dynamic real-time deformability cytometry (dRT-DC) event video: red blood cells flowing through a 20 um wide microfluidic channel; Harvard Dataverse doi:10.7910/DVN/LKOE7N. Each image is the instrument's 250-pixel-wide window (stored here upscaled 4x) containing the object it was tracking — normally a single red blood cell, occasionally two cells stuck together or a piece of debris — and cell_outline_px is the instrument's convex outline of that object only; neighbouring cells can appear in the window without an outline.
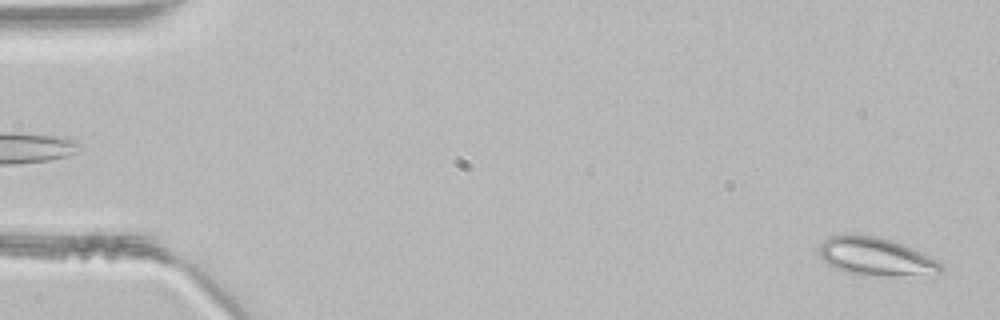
{"species": "common noctule bat (a hibernating species)", "species_latin": "Nyctalus noctula", "temperature_condition": "room temperature", "stored_images_in_passage": 48, "camera_frame_rate_fps": 3000, "um_per_image_px": 0.085, "animal": {"sex": "male", "body_mass_g": 21.5, "forearm_length_mm": 52.0}, "frame": {"image": 1, "passage_image": 2, "time_ms": 0.333, "image_size_px": [1000, 320], "cell_outline_px": [[944, 268], [940, 272], [896, 276], [880, 276], [848, 272], [836, 268], [828, 264], [820, 256], [820, 244], [828, 236], [876, 236], [892, 240], [912, 248], [936, 260]], "centroid_in_image_um": [74.43, 21.82], "position_along_channel_um": 10.6, "area_um2": 26.18}}
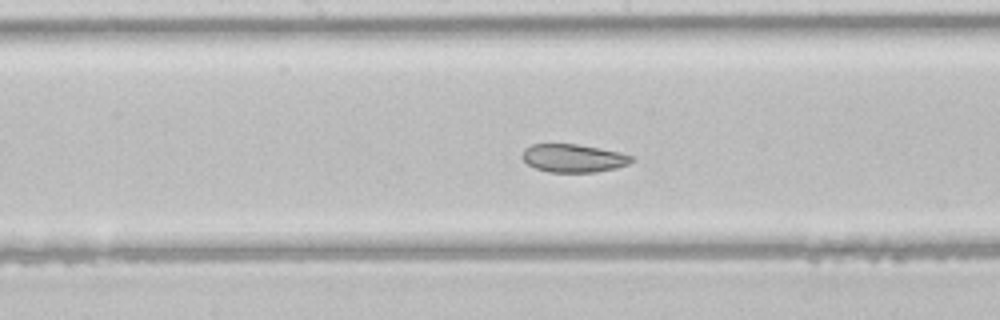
{"frame": {"image": 2, "passage_image": 25, "time_ms": 8.0, "image_size_px": [1000, 320], "cell_outline_px": [[636, 156], [628, 164], [616, 168], [596, 172], [548, 172], [536, 168], [528, 164], [520, 156], [524, 148], [532, 144], [576, 144], [620, 152]], "centroid_in_image_um": [48.73, 13.44], "position_along_channel_um": 199.5, "area_um2": 17.98}}
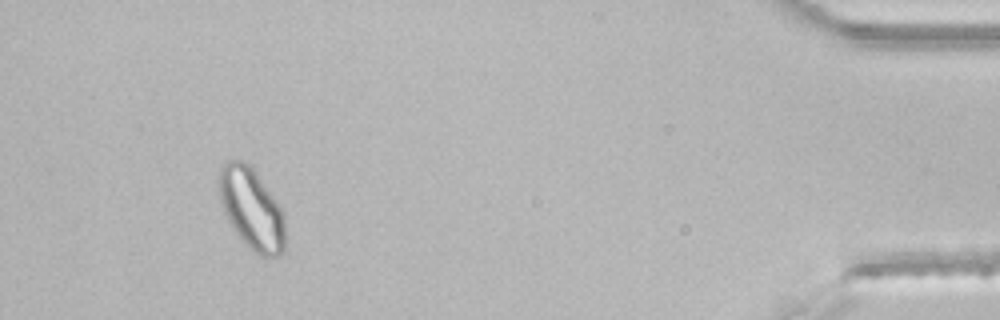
{"frame": {"image": 3, "passage_image": 45, "time_ms": 14.667, "image_size_px": [1000, 320], "cell_outline_px": [[284, 252], [280, 256], [260, 256], [232, 228], [224, 212], [220, 200], [220, 172], [224, 164], [228, 160], [240, 160], [248, 164], [252, 168], [276, 200], [284, 216]], "centroid_in_image_um": [21.4, 17.76], "position_along_channel_um": 413.8, "area_um2": 30.46}}